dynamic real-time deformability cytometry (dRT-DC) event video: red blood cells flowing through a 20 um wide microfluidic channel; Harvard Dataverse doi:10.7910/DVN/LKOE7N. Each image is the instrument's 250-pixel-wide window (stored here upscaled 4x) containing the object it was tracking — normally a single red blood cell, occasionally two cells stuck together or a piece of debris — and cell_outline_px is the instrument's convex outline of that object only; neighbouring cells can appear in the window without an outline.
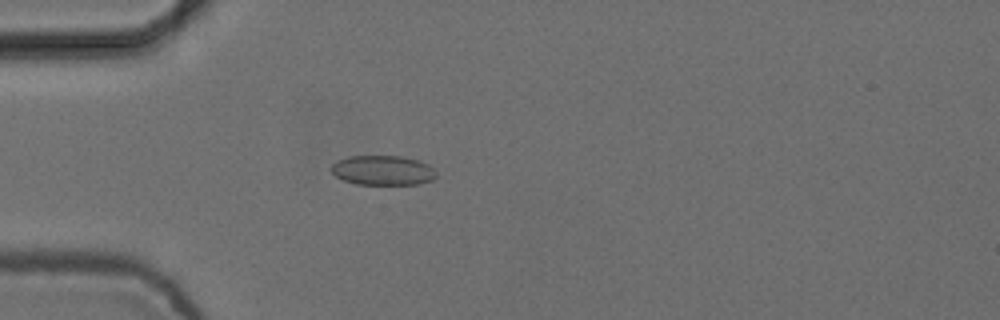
{"species": "common noctule bat (a hibernating species)", "species_latin": "Nyctalus noctula", "temperature_condition": "cold", "stored_images_in_passage": 3, "camera_frame_rate_fps": 3000, "um_per_image_px": 0.085, "animal": {"sex": "female", "body_mass_g": 24.6, "forearm_length_mm": 56.2}, "frame": {"image": 1, "passage_image": 3, "time_ms": 0.667, "image_size_px": [1000, 320], "cell_outline_px": [[436, 176], [432, 180], [416, 184], [356, 184], [344, 180], [336, 176], [328, 168], [336, 160], [348, 156], [400, 156], [416, 160], [428, 164], [436, 172]], "centroid_in_image_um": [32.49, 14.47], "position_along_channel_um": 52.5, "area_um2": 18.15}}